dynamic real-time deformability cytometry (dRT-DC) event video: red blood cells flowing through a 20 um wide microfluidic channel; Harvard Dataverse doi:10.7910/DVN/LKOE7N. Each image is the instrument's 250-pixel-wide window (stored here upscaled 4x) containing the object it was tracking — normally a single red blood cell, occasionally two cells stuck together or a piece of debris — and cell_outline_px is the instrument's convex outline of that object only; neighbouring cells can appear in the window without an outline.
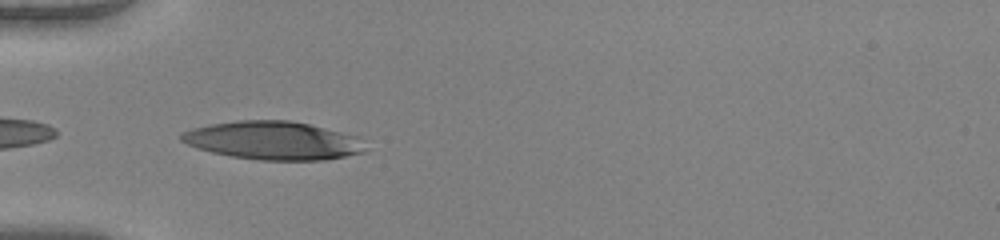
{"species": "human", "species_latin": "Homo sapiens", "temperature_condition": "warm", "stored_images_in_passage": 10, "camera_frame_rate_fps": 3000, "um_per_image_px": 0.085, "donor": {"sex": "female"}, "frame": {"image": 1, "passage_image": 1, "time_ms": 0.0, "image_size_px": [1000, 240], "cell_outline_px": [[364, 152], [324, 160], [260, 160], [232, 156], [212, 152], [188, 144], [180, 140], [180, 132], [192, 128], [212, 124], [236, 120], [288, 120], [308, 124], [356, 136]], "centroid_in_image_um": [23.14, 11.94], "position_along_channel_um": 61.9, "area_um2": 40.4}}
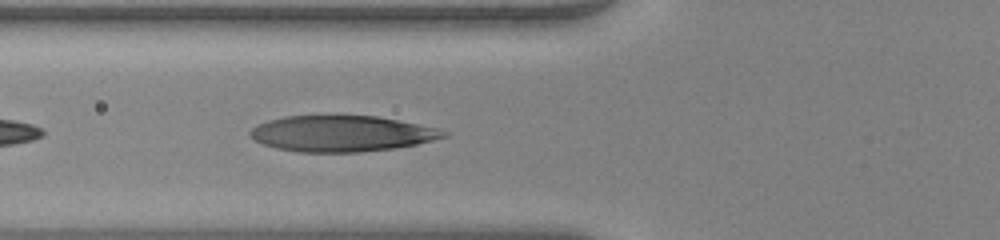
{"frame": {"image": 2, "passage_image": 4, "time_ms": 1.0, "image_size_px": [1000, 240], "cell_outline_px": [[448, 136], [416, 144], [396, 148], [360, 152], [300, 152], [276, 148], [264, 144], [256, 140], [248, 132], [256, 124], [268, 120], [284, 116], [376, 116], [440, 128], [448, 132]], "centroid_in_image_um": [29.06, 11.35], "position_along_channel_um": 96.7, "area_um2": 40.46}}
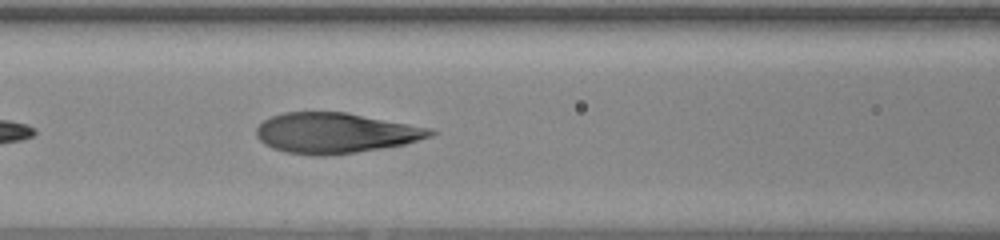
{"frame": {"image": 3, "passage_image": 7, "time_ms": 2.0, "image_size_px": [1000, 240], "cell_outline_px": [[436, 132], [432, 136], [404, 144], [356, 152], [324, 156], [316, 156], [284, 152], [272, 148], [264, 144], [256, 136], [256, 128], [264, 120], [272, 116], [284, 112], [348, 112], [432, 128]], "centroid_in_image_um": [28.5, 11.3], "position_along_channel_um": 138.1, "area_um2": 41.04}}